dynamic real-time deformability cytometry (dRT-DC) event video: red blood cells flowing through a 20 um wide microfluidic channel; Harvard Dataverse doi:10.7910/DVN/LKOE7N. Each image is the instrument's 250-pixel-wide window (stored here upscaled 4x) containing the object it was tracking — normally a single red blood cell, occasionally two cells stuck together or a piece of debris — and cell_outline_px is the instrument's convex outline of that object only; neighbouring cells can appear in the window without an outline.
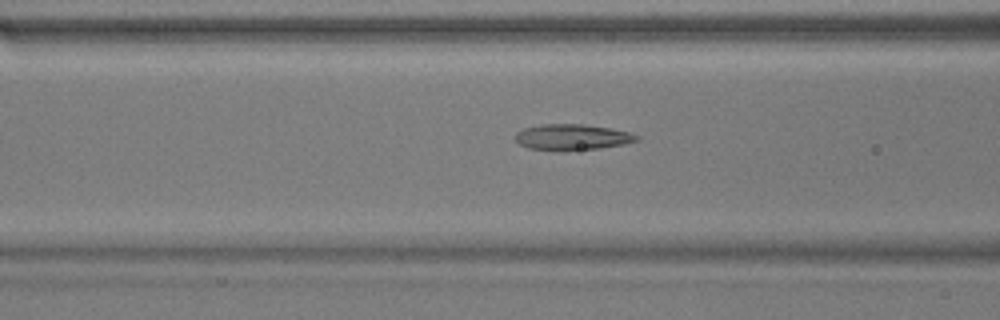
{"species": "common noctule bat (a hibernating species)", "species_latin": "Nyctalus noctula", "temperature_condition": "warm", "stored_images_in_passage": 42, "camera_frame_rate_fps": 3000, "um_per_image_px": 0.085, "animal": {"sex": "male", "body_mass_g": 17.9}, "frame": {"image": 1, "passage_image": 10, "time_ms": 3.0, "image_size_px": [1000, 320], "cell_outline_px": [[640, 140], [624, 144], [600, 148], [560, 152], [528, 148], [520, 144], [516, 140], [516, 132], [524, 128], [544, 124], [584, 124], [612, 128], [628, 132], [640, 136]], "centroid_in_image_um": [48.65, 11.67], "position_along_channel_um": 117.9, "area_um2": 18.61}}
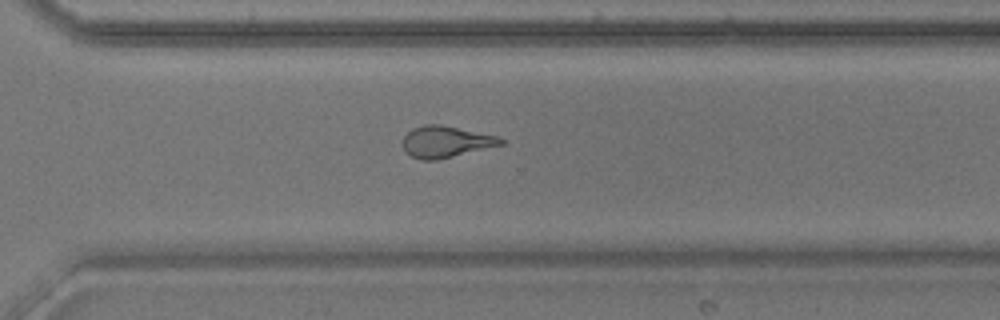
{"frame": {"image": 2, "passage_image": 27, "time_ms": 8.667, "image_size_px": [1000, 320], "cell_outline_px": [[504, 144], [436, 160], [424, 160], [412, 156], [404, 148], [404, 136], [412, 128], [424, 124], [440, 124], [496, 136], [504, 140]], "centroid_in_image_um": [37.89, 12.04], "position_along_channel_um": 332.7, "area_um2": 17.57}}
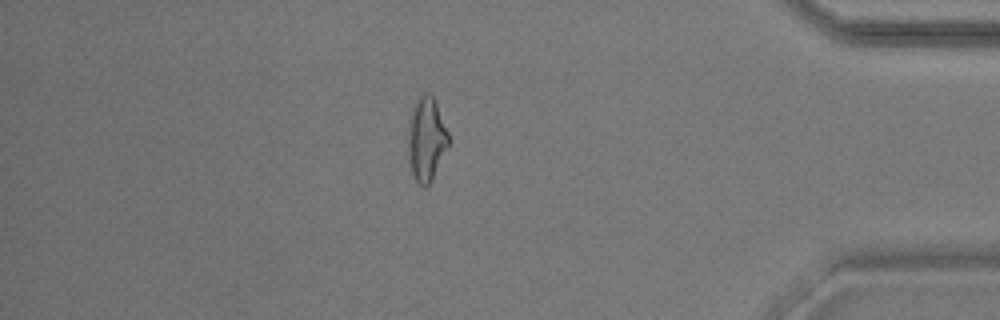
{"frame": {"image": 3, "passage_image": 35, "time_ms": 11.333, "image_size_px": [1000, 320], "cell_outline_px": [[448, 144], [432, 180], [428, 184], [420, 184], [412, 176], [408, 160], [408, 120], [412, 104], [424, 92], [428, 92], [436, 100], [448, 132]], "centroid_in_image_um": [36.2, 11.76], "position_along_channel_um": 399.0, "area_um2": 19.88}, "authors_computed_cell_mechanics": {"area_um2": 18.5827, "velocity_mm_per_s": 3.7932, "shape_relaxation_time_tau1_ms": 6.729, "shape_relaxation_time_tau2_ms": 1.7884, "deformation_change_tau1": 0.213, "deformation_change_tau2": 0.1121}}